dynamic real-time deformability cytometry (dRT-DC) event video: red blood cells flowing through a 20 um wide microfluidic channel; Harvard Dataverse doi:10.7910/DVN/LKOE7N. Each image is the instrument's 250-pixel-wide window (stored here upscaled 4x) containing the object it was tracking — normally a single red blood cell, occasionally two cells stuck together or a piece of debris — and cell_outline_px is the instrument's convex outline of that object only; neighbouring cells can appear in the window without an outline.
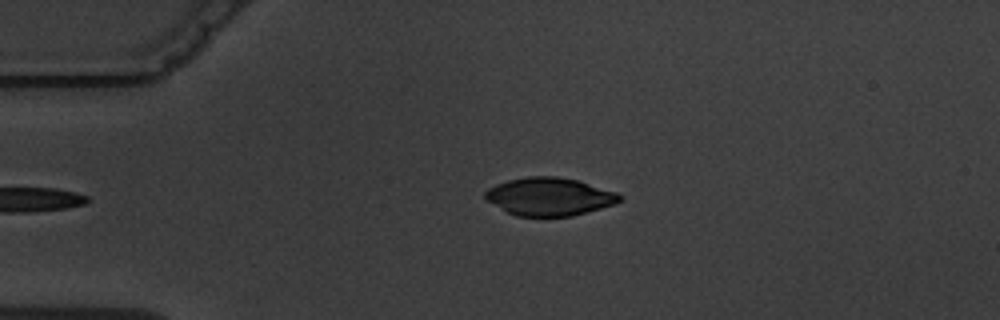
{"species": "common noctule bat (a hibernating species)", "species_latin": "Nyctalus noctula", "temperature_condition": "warm", "stored_images_in_passage": 6, "segment_of_instrument_passage": [2, 2], "camera_frame_rate_fps": 3000, "um_per_image_px": 0.085, "animal": {"sex": "male", "body_mass_g": 19.5, "forearm_length_mm": 54.6}, "frame": {"image": 1, "passage_image": 6, "time_ms": 6.0, "image_size_px": [1000, 320], "cell_outline_px": [[624, 196], [616, 204], [572, 216], [516, 216], [508, 212], [488, 200], [484, 196], [484, 192], [488, 188], [496, 184], [508, 180], [528, 176], [556, 176], [580, 180], [616, 192]], "centroid_in_image_um": [46.74, 16.7], "position_along_channel_um": 38.3, "area_um2": 29.77}}